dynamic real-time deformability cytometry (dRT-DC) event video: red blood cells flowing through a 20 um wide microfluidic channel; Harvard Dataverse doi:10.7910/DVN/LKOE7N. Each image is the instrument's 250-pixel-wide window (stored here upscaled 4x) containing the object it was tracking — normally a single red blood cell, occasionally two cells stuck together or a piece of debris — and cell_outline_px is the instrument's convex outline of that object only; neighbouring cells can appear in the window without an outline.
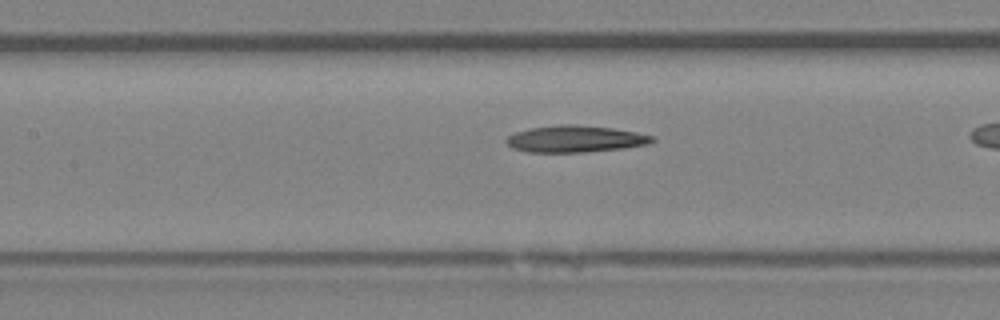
{"species": "Egyptian fruit bat (a non-hibernating species)", "species_latin": "Rousettus aegyptiacus", "temperature_condition": "room temperature", "stored_images_in_passage": 31, "camera_frame_rate_fps": 3000, "um_per_image_px": 0.085, "animal": {"sex": "female"}, "frame": {"image": 1, "passage_image": 14, "time_ms": 4.333, "image_size_px": [1000, 320], "cell_outline_px": [[656, 140], [648, 144], [624, 148], [584, 152], [528, 152], [512, 148], [504, 140], [508, 136], [516, 132], [528, 128], [560, 124], [572, 124], [612, 128], [636, 132], [656, 136]], "centroid_in_image_um": [48.9, 11.8], "position_along_channel_um": 158.5, "area_um2": 22.83}}